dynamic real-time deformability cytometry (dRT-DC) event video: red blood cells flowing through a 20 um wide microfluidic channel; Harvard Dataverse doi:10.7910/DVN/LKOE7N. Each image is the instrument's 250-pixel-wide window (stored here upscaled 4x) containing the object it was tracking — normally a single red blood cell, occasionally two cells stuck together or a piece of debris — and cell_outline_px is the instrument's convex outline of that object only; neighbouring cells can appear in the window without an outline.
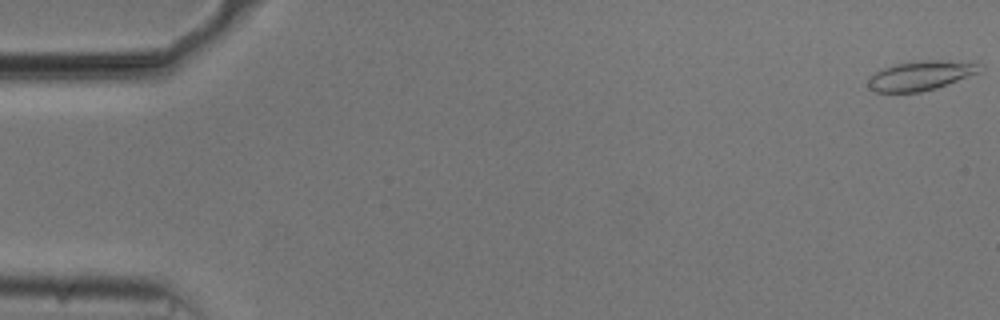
{"species": "common noctule bat (a hibernating species)", "species_latin": "Nyctalus noctula", "temperature_condition": "cold", "stored_images_in_passage": 55, "camera_frame_rate_fps": 3000, "um_per_image_px": 0.085, "animal": {"sex": "male", "body_mass_g": 20.5, "forearm_length_mm": 52.5}, "frame": {"image": 1, "passage_image": 1, "time_ms": 0.0, "image_size_px": [1000, 320], "cell_outline_px": [[980, 60], [976, 72], [936, 88], [920, 92], [876, 92], [868, 88], [868, 76], [884, 68], [896, 64], [924, 60]], "centroid_in_image_um": [78.23, 6.4], "position_along_channel_um": 6.8, "area_um2": 19.02}}
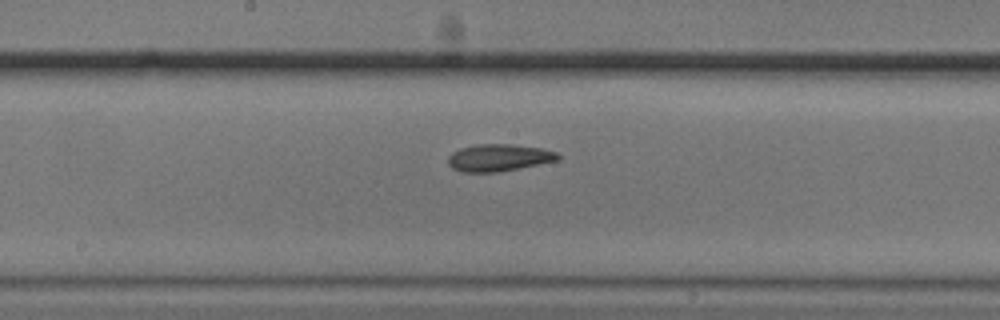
{"frame": {"image": 2, "passage_image": 29, "time_ms": 9.333, "image_size_px": [1000, 320], "cell_outline_px": [[560, 160], [520, 168], [496, 172], [460, 172], [452, 168], [448, 164], [448, 156], [452, 152], [460, 148], [476, 144], [512, 144], [540, 148], [556, 152], [560, 156]], "centroid_in_image_um": [42.38, 13.4], "position_along_channel_um": 205.8, "area_um2": 17.46}}
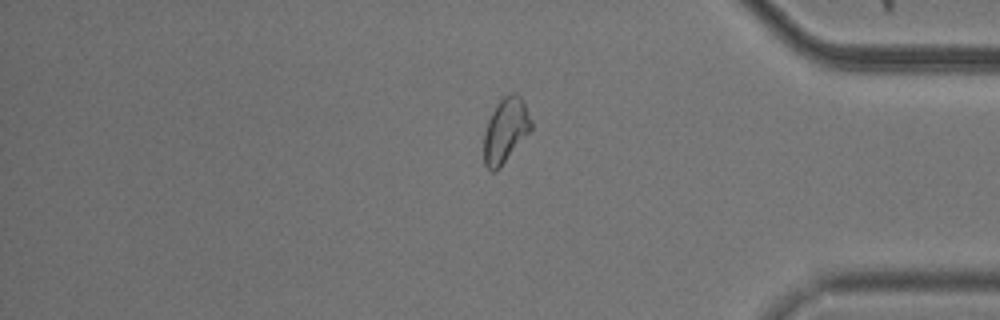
{"frame": {"image": 3, "passage_image": 46, "time_ms": 15.0, "image_size_px": [1000, 320], "cell_outline_px": [[532, 128], [500, 168], [496, 172], [492, 172], [484, 164], [484, 132], [488, 120], [496, 104], [508, 92], [516, 92], [524, 100], [532, 120]], "centroid_in_image_um": [42.98, 11.05], "position_along_channel_um": 392.2, "area_um2": 17.98}, "authors_computed_cell_mechanics": {"area_um2": 18.0336, "velocity_mm_per_s": 3.6949, "shape_relaxation_time_tau1_ms": null, "shape_relaxation_time_tau2_ms": 4.3182, "deformation_change_tau1": null, "deformation_change_tau2": 0.1059}}